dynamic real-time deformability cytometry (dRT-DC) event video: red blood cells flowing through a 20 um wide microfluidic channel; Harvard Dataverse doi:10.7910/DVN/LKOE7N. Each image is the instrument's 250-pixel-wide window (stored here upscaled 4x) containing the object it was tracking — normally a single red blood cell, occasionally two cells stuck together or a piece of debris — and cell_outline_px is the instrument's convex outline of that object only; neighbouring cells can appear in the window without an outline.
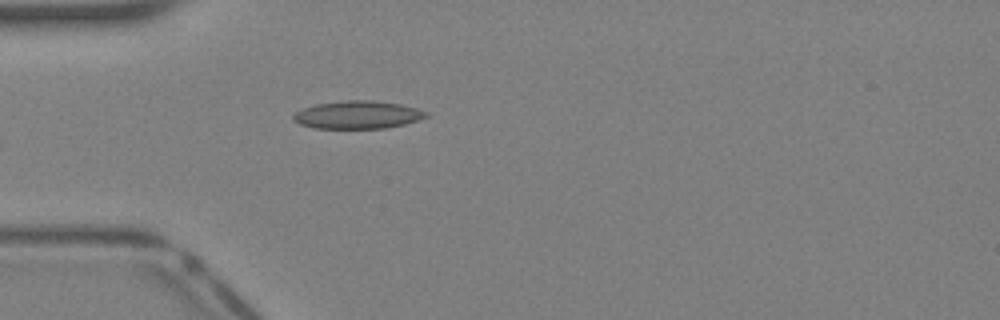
{"species": "Egyptian fruit bat (a non-hibernating species)", "species_latin": "Rousettus aegyptiacus", "temperature_condition": "warm", "stored_images_in_passage": 7, "camera_frame_rate_fps": 3000, "um_per_image_px": 0.085, "animal": {"sex": "female"}, "frame": {"image": 1, "passage_image": 1, "time_ms": 0.0, "image_size_px": [1000, 320], "cell_outline_px": [[428, 116], [420, 120], [404, 124], [384, 128], [312, 128], [300, 124], [292, 120], [292, 116], [296, 112], [304, 108], [316, 104], [348, 100], [372, 100], [400, 104], [416, 108], [428, 112]], "centroid_in_image_um": [30.4, 9.76], "position_along_channel_um": 54.6, "area_um2": 21.5}}
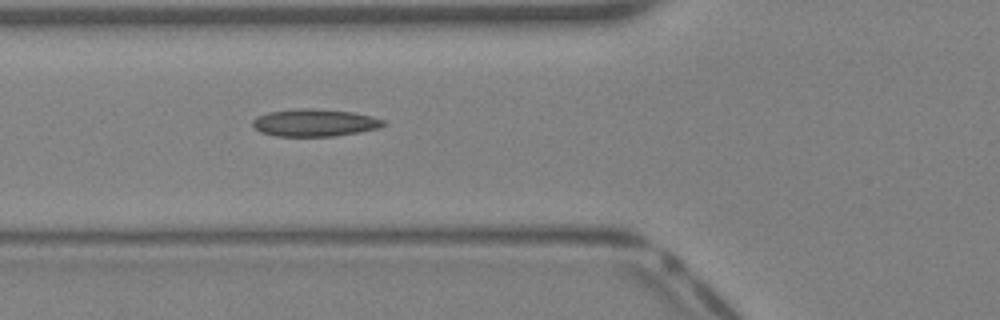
{"frame": {"image": 2, "passage_image": 4, "time_ms": 1.0, "image_size_px": [1000, 320], "cell_outline_px": [[388, 124], [380, 128], [360, 132], [332, 136], [276, 136], [260, 132], [252, 124], [252, 120], [256, 116], [268, 112], [352, 112], [372, 116], [384, 120]], "centroid_in_image_um": [26.8, 10.5], "position_along_channel_um": 99.0, "area_um2": 19.59}}
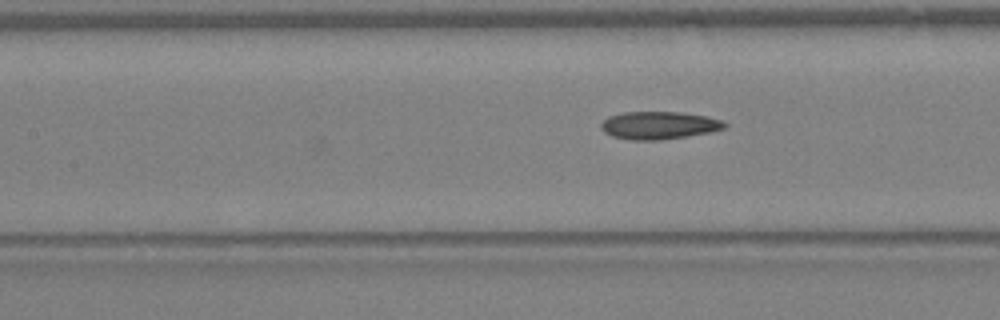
{"frame": {"image": 3, "passage_image": 7, "time_ms": 2.0, "image_size_px": [1000, 320], "cell_outline_px": [[728, 124], [724, 128], [708, 132], [660, 140], [632, 140], [612, 136], [604, 132], [600, 128], [600, 124], [608, 116], [624, 112], [680, 112], [704, 116], [724, 120]], "centroid_in_image_um": [55.98, 10.65], "position_along_channel_um": 151.4, "area_um2": 19.83}}